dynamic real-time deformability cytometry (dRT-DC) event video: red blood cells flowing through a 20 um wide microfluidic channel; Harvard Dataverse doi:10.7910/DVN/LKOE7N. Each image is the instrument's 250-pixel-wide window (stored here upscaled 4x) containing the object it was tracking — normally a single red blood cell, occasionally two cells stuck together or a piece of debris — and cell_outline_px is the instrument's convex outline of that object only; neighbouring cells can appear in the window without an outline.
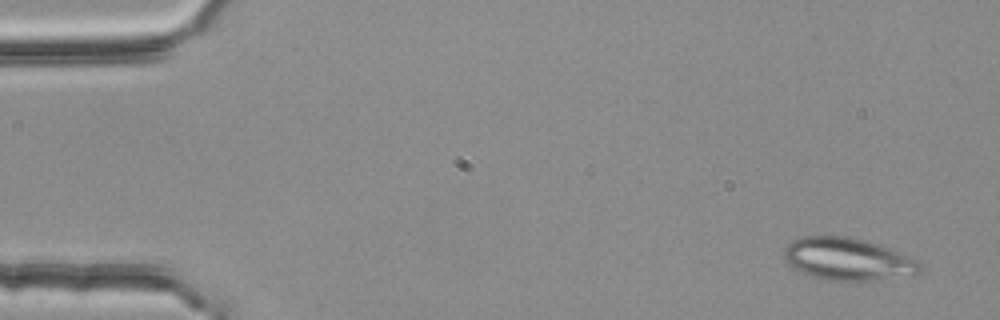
{"species": "common noctule bat (a hibernating species)", "species_latin": "Nyctalus noctula", "temperature_condition": "room temperature", "stored_images_in_passage": 51, "camera_frame_rate_fps": 3000, "um_per_image_px": 0.085, "animal": {"sex": "female", "body_mass_g": 25.1}, "frame": {"image": 1, "passage_image": 1, "time_ms": 0.0, "image_size_px": [1000, 320], "cell_outline_px": [[920, 272], [912, 276], [872, 280], [832, 280], [816, 276], [804, 272], [788, 264], [784, 256], [784, 248], [792, 240], [804, 236], [848, 236], [868, 240], [916, 260], [920, 264]], "centroid_in_image_um": [72.07, 22.01], "position_along_channel_um": 12.9, "area_um2": 33.06}}
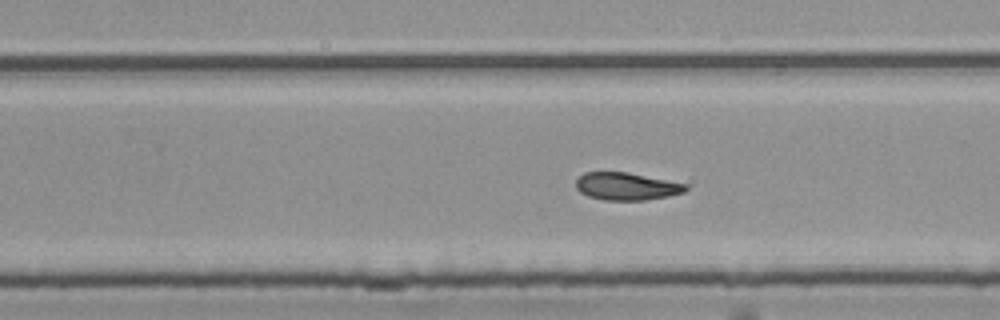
{"frame": {"image": 2, "passage_image": 32, "time_ms": 10.333, "image_size_px": [1000, 320], "cell_outline_px": [[688, 188], [684, 192], [668, 196], [644, 200], [604, 200], [588, 196], [580, 192], [576, 188], [576, 180], [584, 172], [628, 172], [688, 184]], "centroid_in_image_um": [53.26, 15.83], "position_along_channel_um": 276.5, "area_um2": 17.63}}
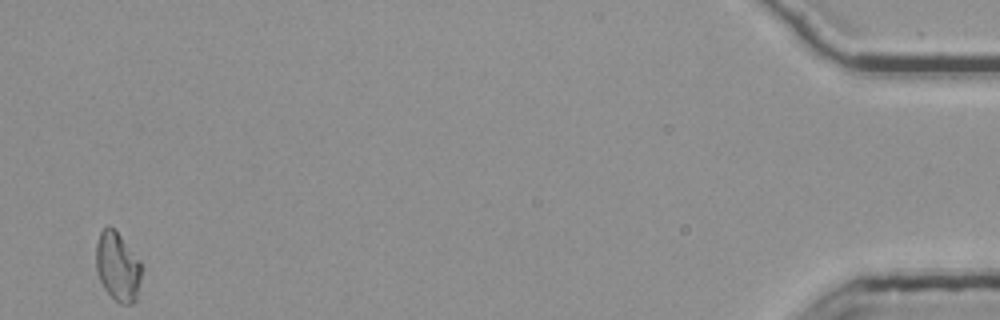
{"frame": {"image": 3, "passage_image": 51, "time_ms": 16.667, "image_size_px": [1000, 320], "cell_outline_px": [[140, 276], [136, 300], [132, 304], [120, 304], [104, 288], [96, 272], [96, 244], [100, 232], [108, 224], [116, 228], [140, 264]], "centroid_in_image_um": [9.96, 22.63], "position_along_channel_um": 425.2, "area_um2": 18.03}, "authors_computed_cell_mechanics": {"area_um2": 18.496, "velocity_mm_per_s": 3.7624, "shape_relaxation_time_tau1_ms": null, "shape_relaxation_time_tau2_ms": 2.5783, "deformation_change_tau1": null, "deformation_change_tau2": 0.0672}}